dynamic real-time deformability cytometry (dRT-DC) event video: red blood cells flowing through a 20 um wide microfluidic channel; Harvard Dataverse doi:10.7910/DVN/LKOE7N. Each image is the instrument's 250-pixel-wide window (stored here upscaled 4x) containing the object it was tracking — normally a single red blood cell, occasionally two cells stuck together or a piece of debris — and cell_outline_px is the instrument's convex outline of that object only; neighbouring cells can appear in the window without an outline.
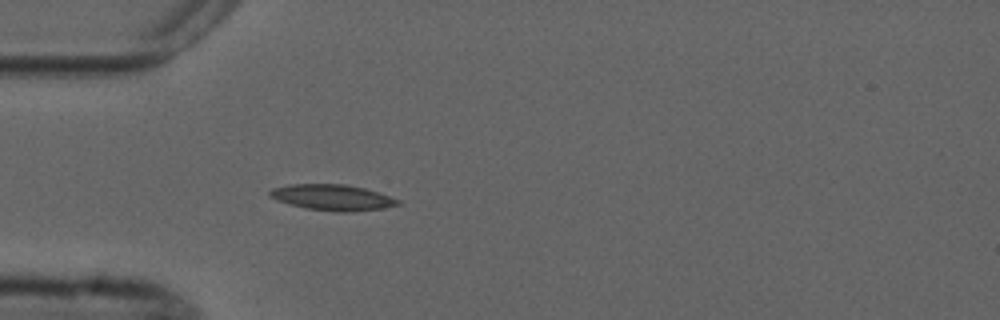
{"species": "common noctule bat (a hibernating species)", "species_latin": "Nyctalus noctula", "temperature_condition": "cold", "stored_images_in_passage": 4, "camera_frame_rate_fps": 3000, "um_per_image_px": 0.085, "animal": {"sex": "male", "forearm_length_mm": 52.5}, "frame": {"image": 1, "passage_image": 4, "time_ms": 3.667, "image_size_px": [1000, 320], "cell_outline_px": [[400, 204], [384, 208], [352, 212], [336, 212], [308, 208], [276, 200], [268, 196], [268, 192], [272, 188], [288, 184], [344, 184], [364, 188], [400, 200]], "centroid_in_image_um": [28.23, 16.78], "position_along_channel_um": 56.8, "area_um2": 19.19}}